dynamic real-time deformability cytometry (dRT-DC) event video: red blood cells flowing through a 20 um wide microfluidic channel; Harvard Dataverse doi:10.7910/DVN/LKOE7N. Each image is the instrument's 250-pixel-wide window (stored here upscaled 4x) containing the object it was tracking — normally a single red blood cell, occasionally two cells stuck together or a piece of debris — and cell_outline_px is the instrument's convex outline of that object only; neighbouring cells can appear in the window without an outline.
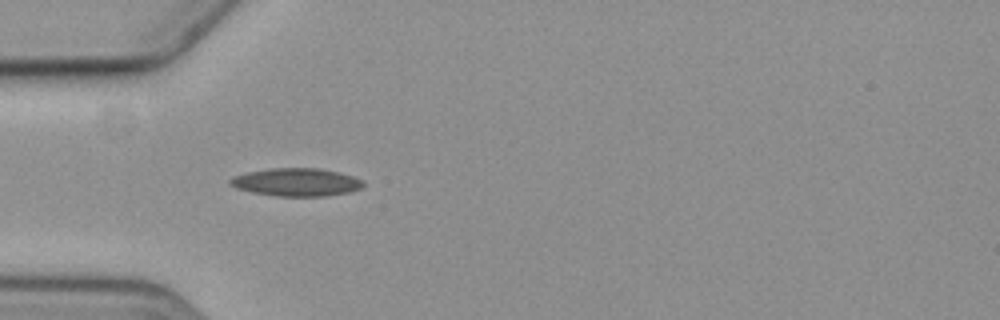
{"species": "common noctule bat (a hibernating species)", "species_latin": "Nyctalus noctula", "temperature_condition": "cold", "stored_images_in_passage": 4, "camera_frame_rate_fps": 3000, "um_per_image_px": 0.085, "animal": {"sex": "female", "body_mass_g": 19.3, "forearm_length_mm": 54.1}, "frame": {"image": 1, "passage_image": 4, "time_ms": 3.667, "image_size_px": [1000, 320], "cell_outline_px": [[364, 184], [360, 188], [348, 192], [324, 196], [276, 196], [252, 192], [236, 188], [228, 184], [228, 180], [232, 176], [248, 172], [272, 168], [320, 168], [352, 176], [364, 180]], "centroid_in_image_um": [25.15, 15.48], "position_along_channel_um": 59.8, "area_um2": 21.62}}